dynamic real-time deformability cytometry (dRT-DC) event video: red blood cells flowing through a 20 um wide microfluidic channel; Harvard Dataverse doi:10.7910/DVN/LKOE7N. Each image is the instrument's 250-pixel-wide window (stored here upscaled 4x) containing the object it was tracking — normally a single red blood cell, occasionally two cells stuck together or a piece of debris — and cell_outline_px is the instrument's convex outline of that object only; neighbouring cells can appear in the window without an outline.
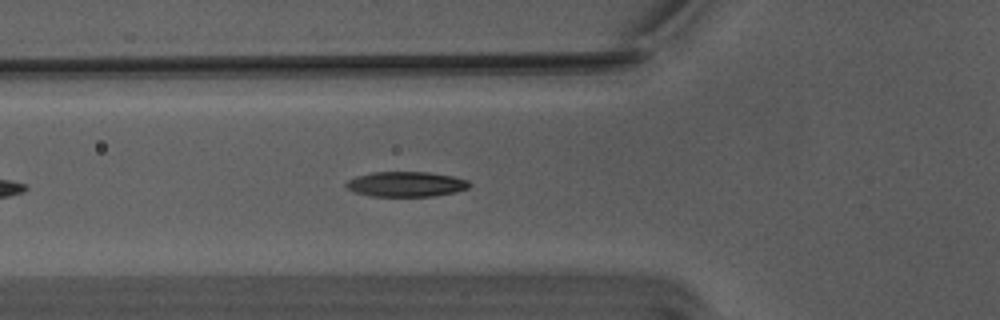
{"species": "Egyptian fruit bat (a non-hibernating species)", "species_latin": "Rousettus aegyptiacus", "temperature_condition": "warm", "stored_images_in_passage": 12, "camera_frame_rate_fps": 3000, "um_per_image_px": 0.085, "animal": {"sex": "male"}, "frame": {"image": 1, "passage_image": 7, "time_ms": 2.0, "image_size_px": [1000, 320], "cell_outline_px": [[472, 184], [468, 188], [456, 192], [432, 196], [372, 196], [356, 192], [348, 188], [344, 184], [348, 180], [356, 176], [372, 172], [428, 172], [452, 176], [468, 180]], "centroid_in_image_um": [34.53, 15.65], "position_along_channel_um": 91.3, "area_um2": 17.98}}
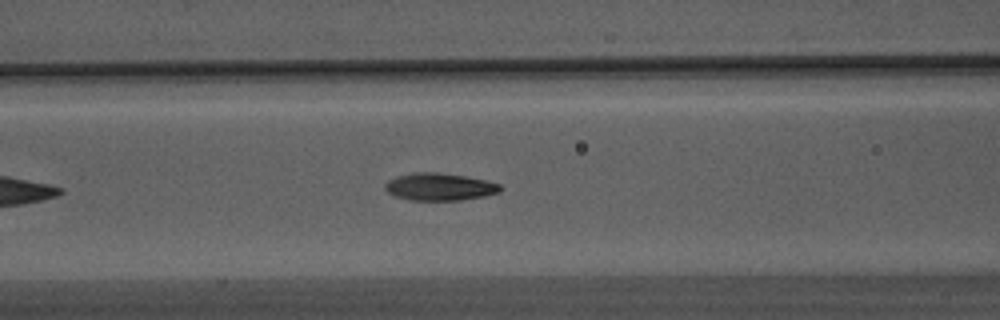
{"frame": {"image": 2, "passage_image": 10, "time_ms": 3.0, "image_size_px": [1000, 320], "cell_outline_px": [[504, 188], [500, 192], [484, 196], [460, 200], [408, 200], [396, 196], [388, 192], [384, 188], [384, 184], [388, 180], [396, 176], [416, 172], [436, 172], [464, 176], [484, 180], [500, 184]], "centroid_in_image_um": [37.36, 15.88], "position_along_channel_um": 129.2, "area_um2": 18.38}}